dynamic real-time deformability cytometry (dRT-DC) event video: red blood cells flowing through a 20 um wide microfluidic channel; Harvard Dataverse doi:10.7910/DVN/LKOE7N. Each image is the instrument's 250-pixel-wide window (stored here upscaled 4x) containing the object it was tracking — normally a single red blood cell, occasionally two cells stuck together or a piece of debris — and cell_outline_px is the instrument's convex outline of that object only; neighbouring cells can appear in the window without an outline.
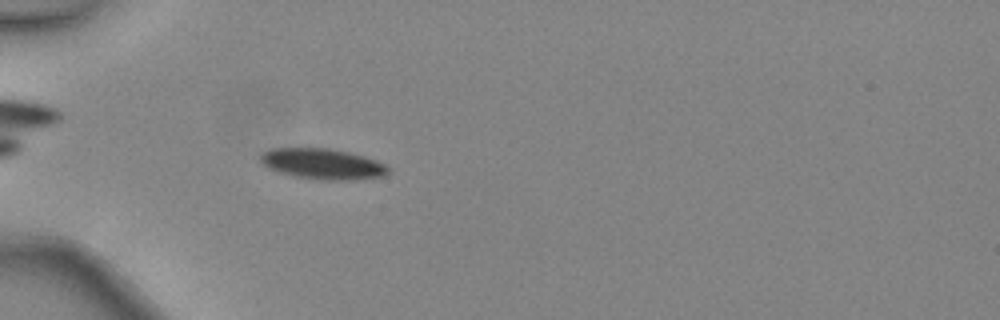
{"species": "common noctule bat (a hibernating species)", "species_latin": "Nyctalus noctula", "temperature_condition": "warm", "stored_images_in_passage": 32, "camera_frame_rate_fps": 3000, "um_per_image_px": 0.085, "animal": {"sex": "female", "body_mass_g": 24.6, "forearm_length_mm": 56.2}, "frame": {"image": 1, "passage_image": 1, "time_ms": 0.0, "image_size_px": [1000, 320], "cell_outline_px": [[388, 172], [384, 176], [348, 180], [328, 180], [296, 176], [280, 172], [268, 168], [260, 160], [260, 156], [264, 152], [272, 148], [328, 148], [348, 152], [364, 156], [376, 160], [384, 164], [388, 168]], "centroid_in_image_um": [27.42, 13.92], "position_along_channel_um": 57.6, "area_um2": 22.48}}
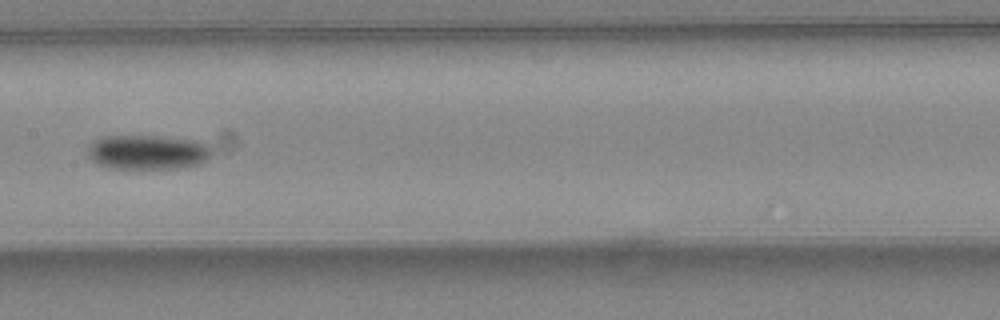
{"frame": {"image": 2, "passage_image": 11, "time_ms": 3.333, "image_size_px": [1000, 320], "cell_outline_px": [[212, 156], [196, 164], [180, 168], [108, 168], [92, 160], [88, 156], [88, 144], [100, 136], [160, 136], [196, 140], [208, 144], [212, 148]], "centroid_in_image_um": [12.54, 12.92], "position_along_channel_um": 194.9, "area_um2": 25.09}}
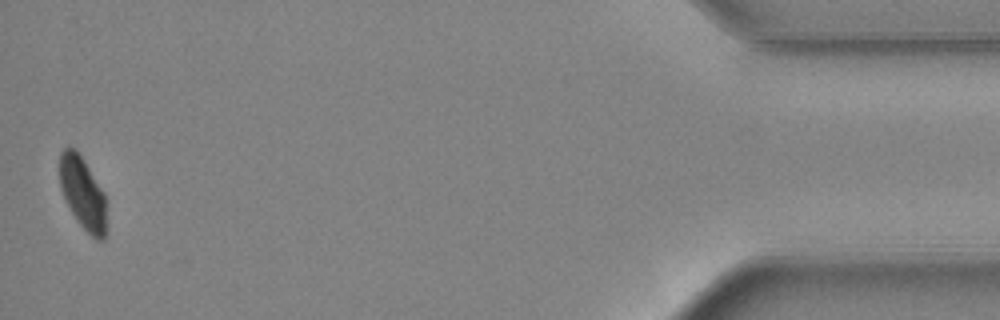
{"frame": {"image": 3, "passage_image": 32, "time_ms": 10.333, "image_size_px": [1000, 320], "cell_outline_px": [[104, 240], [96, 240], [76, 220], [60, 188], [60, 152], [64, 148], [72, 148], [80, 156], [104, 192]], "centroid_in_image_um": [7.0, 16.42], "position_along_channel_um": 428.2, "area_um2": 18.84}, "authors_computed_cell_mechanics": {"area_um2": 23.4668, "velocity_mm_per_s": 4.4718, "shape_relaxation_time_tau1_ms": 3.3614, "shape_relaxation_time_tau2_ms": null, "deformation_change_tau1": 0.113, "deformation_change_tau2": null}}